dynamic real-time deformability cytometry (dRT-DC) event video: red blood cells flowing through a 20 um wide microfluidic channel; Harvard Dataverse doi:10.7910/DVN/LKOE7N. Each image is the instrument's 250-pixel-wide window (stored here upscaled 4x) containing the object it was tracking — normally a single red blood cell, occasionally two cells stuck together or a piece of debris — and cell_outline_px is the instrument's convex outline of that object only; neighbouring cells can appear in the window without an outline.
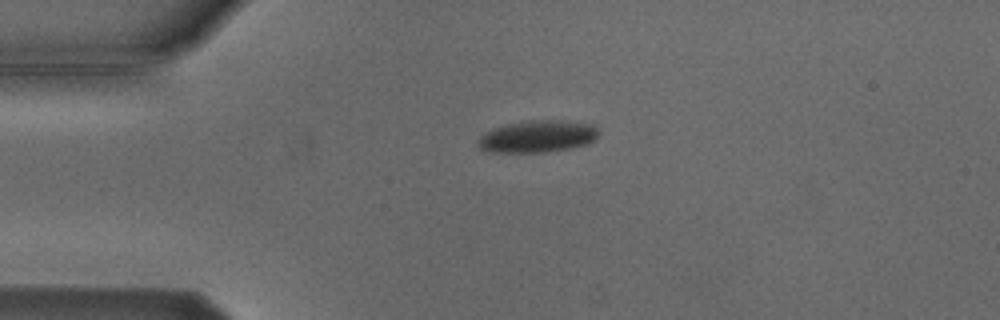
{"species": "Egyptian fruit bat (a non-hibernating species)", "species_latin": "Rousettus aegyptiacus", "temperature_condition": "cold", "stored_images_in_passage": 3, "camera_frame_rate_fps": 3000, "um_per_image_px": 0.085, "animal": {"sex": "male"}, "frame": {"image": 1, "passage_image": 1, "time_ms": 0.0, "image_size_px": [1000, 320], "cell_outline_px": [[600, 132], [596, 140], [588, 144], [572, 148], [544, 152], [488, 152], [480, 148], [476, 144], [476, 140], [484, 132], [492, 128], [508, 124], [528, 120], [560, 120], [592, 124]], "centroid_in_image_um": [45.68, 11.6], "position_along_channel_um": 39.3, "area_um2": 22.83}}